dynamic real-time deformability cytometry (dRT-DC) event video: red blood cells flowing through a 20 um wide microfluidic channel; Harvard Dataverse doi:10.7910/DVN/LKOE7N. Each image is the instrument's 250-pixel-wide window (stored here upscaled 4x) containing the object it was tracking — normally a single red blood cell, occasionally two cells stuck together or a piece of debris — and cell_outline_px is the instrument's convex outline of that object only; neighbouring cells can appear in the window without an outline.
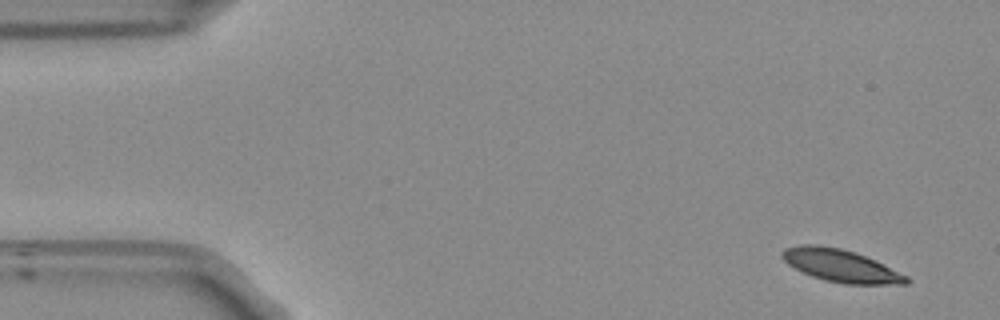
{"species": "Egyptian fruit bat (a non-hibernating species)", "species_latin": "Rousettus aegyptiacus", "temperature_condition": "room temperature", "stored_images_in_passage": 52, "camera_frame_rate_fps": 3000, "um_per_image_px": 0.085, "frame": {"image": 1, "passage_image": 1, "time_ms": 0.0, "image_size_px": [1000, 320], "cell_outline_px": [[912, 280], [908, 284], [844, 284], [824, 280], [812, 276], [788, 264], [780, 256], [784, 248], [804, 244], [816, 244], [840, 248], [864, 256], [908, 276]], "centroid_in_image_um": [71.46, 22.59], "position_along_channel_um": 13.5, "area_um2": 23.24}}
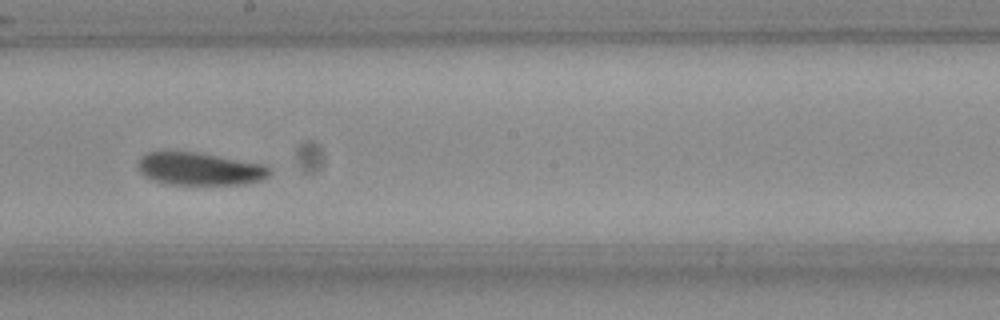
{"frame": {"image": 2, "passage_image": 27, "time_ms": 8.667, "image_size_px": [1000, 320], "cell_outline_px": [[272, 172], [268, 176], [260, 180], [244, 184], [168, 184], [152, 180], [144, 176], [140, 172], [140, 156], [148, 152], [196, 152], [264, 164], [272, 168]], "centroid_in_image_um": [17.01, 14.36], "position_along_channel_um": 231.2, "area_um2": 24.91}}
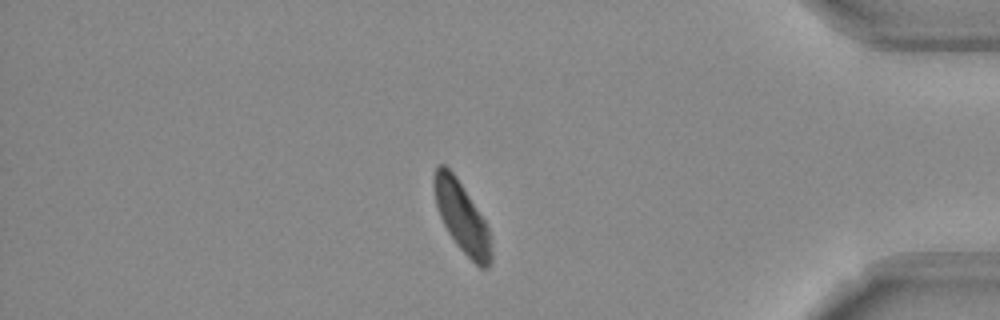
{"frame": {"image": 3, "passage_image": 43, "time_ms": 14.0, "image_size_px": [1000, 320], "cell_outline_px": [[492, 260], [488, 268], [480, 268], [456, 244], [448, 232], [440, 216], [436, 204], [432, 184], [432, 176], [436, 168], [440, 164], [444, 164], [456, 176], [484, 220], [488, 228], [492, 252]], "centroid_in_image_um": [39.24, 18.45], "position_along_channel_um": 396.0, "area_um2": 23.18}, "authors_computed_cell_mechanics": {"area_um2": 24.565, "velocity_mm_per_s": 3.773, "shape_relaxation_time_tau1_ms": 2.3261, "shape_relaxation_time_tau2_ms": 5.746, "deformation_change_tau1": 0.0987, "deformation_change_tau2": 0.11}}